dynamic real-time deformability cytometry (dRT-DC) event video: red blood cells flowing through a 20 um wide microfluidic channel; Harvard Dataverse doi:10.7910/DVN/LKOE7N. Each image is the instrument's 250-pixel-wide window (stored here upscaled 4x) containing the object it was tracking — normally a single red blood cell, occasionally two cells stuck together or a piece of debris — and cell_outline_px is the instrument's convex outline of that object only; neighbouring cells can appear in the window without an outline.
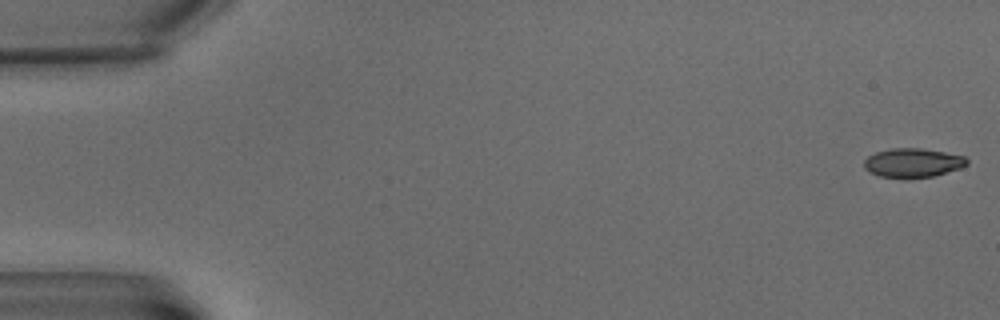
{"species": "common noctule bat (a hibernating species)", "species_latin": "Nyctalus noctula", "temperature_condition": "warm", "stored_images_in_passage": 8, "camera_frame_rate_fps": 3000, "um_per_image_px": 0.085, "animal": {"sex": "male", "body_mass_g": 15.6}, "frame": {"image": 1, "passage_image": 1, "time_ms": 0.0, "image_size_px": [1000, 320], "cell_outline_px": [[968, 164], [960, 168], [932, 176], [908, 180], [900, 180], [880, 176], [868, 172], [864, 168], [864, 160], [868, 156], [876, 152], [892, 148], [920, 148], [944, 152], [964, 156], [968, 160]], "centroid_in_image_um": [77.54, 13.87], "position_along_channel_um": 7.5, "area_um2": 17.8}}
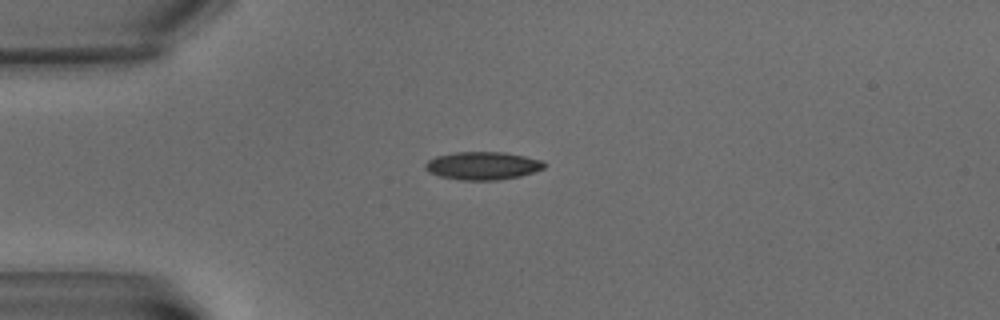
{"frame": {"image": 2, "passage_image": 6, "time_ms": 5.667, "image_size_px": [1000, 320], "cell_outline_px": [[548, 164], [544, 168], [520, 176], [500, 180], [460, 180], [440, 176], [428, 172], [424, 168], [424, 164], [428, 160], [436, 156], [456, 152], [504, 152], [524, 156], [540, 160]], "centroid_in_image_um": [41.01, 14.09], "position_along_channel_um": 44.0, "area_um2": 19.42}}